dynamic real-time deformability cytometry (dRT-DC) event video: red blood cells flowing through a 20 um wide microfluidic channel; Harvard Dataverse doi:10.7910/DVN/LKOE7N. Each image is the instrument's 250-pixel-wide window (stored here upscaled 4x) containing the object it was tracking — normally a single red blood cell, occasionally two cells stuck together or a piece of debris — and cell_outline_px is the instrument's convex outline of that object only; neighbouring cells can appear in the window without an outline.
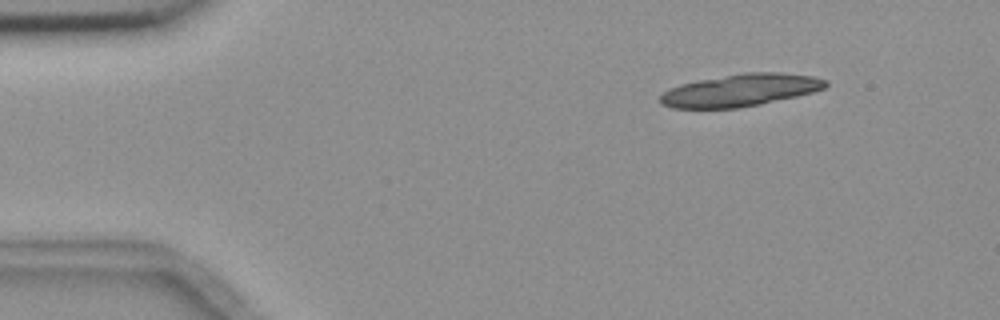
{"species": "common noctule bat (a hibernating species)", "species_latin": "Nyctalus noctula", "temperature_condition": "room temperature", "stored_images_in_passage": 5, "segment_of_instrument_passage": [2, 2], "camera_frame_rate_fps": 3000, "um_per_image_px": 0.085, "animal": {"sex": "female", "body_mass_g": 18.4}, "frame": {"image": 1, "passage_image": 5, "time_ms": 5.667, "image_size_px": [1000, 320], "cell_outline_px": [[828, 84], [824, 88], [812, 92], [796, 96], [760, 104], [740, 108], [672, 108], [660, 104], [660, 96], [668, 88], [680, 84], [700, 80], [744, 72], [780, 72], [812, 76], [828, 80]], "centroid_in_image_um": [62.92, 7.67], "position_along_channel_um": 22.1, "area_um2": 31.1}}